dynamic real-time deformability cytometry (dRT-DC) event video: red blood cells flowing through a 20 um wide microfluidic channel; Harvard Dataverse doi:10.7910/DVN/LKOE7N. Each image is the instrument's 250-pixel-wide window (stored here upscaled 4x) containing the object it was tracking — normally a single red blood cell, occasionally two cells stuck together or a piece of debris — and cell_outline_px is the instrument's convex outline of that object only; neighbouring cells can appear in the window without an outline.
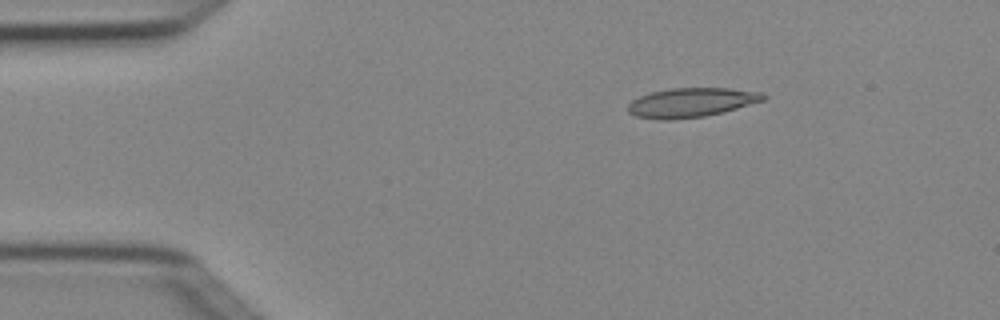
{"species": "Egyptian fruit bat (a non-hibernating species)", "species_latin": "Rousettus aegyptiacus", "temperature_condition": "cold", "stored_images_in_passage": 5, "camera_frame_rate_fps": 3000, "um_per_image_px": 0.085, "animal": {"sex": "female"}, "frame": {"image": 1, "passage_image": 3, "time_ms": 0.667, "image_size_px": [1000, 320], "cell_outline_px": [[768, 96], [764, 100], [736, 108], [704, 116], [672, 120], [660, 120], [636, 116], [628, 112], [628, 104], [632, 100], [640, 96], [652, 92], [672, 88], [728, 88], [764, 92]], "centroid_in_image_um": [58.76, 8.71], "position_along_channel_um": 26.2, "area_um2": 23.0}}